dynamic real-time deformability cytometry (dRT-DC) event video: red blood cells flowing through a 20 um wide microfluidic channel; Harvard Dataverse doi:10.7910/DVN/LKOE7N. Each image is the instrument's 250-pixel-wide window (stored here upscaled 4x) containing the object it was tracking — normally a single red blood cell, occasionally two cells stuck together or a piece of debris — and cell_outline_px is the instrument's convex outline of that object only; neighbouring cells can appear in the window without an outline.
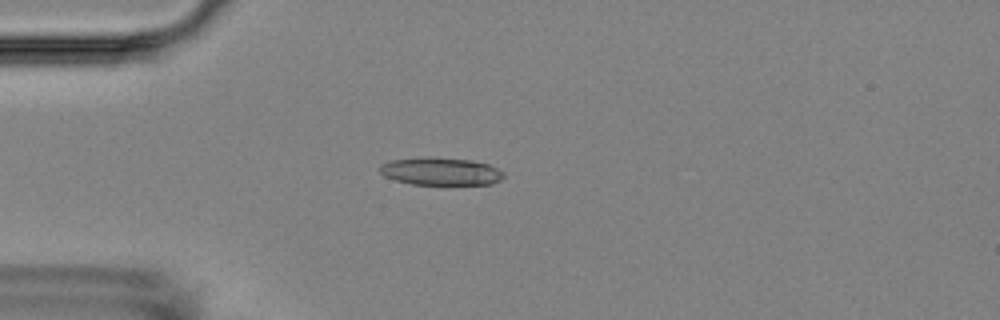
{"species": "Egyptian fruit bat (a non-hibernating species)", "species_latin": "Rousettus aegyptiacus", "temperature_condition": "room temperature", "stored_images_in_passage": 9, "camera_frame_rate_fps": 3000, "um_per_image_px": 0.085, "animal": {"sex": "female"}, "frame": {"image": 1, "passage_image": 3, "time_ms": 3.333, "image_size_px": [1000, 320], "cell_outline_px": [[504, 176], [500, 180], [492, 184], [412, 184], [396, 180], [384, 176], [380, 172], [380, 164], [392, 160], [428, 156], [472, 160], [488, 164], [504, 172]], "centroid_in_image_um": [37.46, 14.55], "position_along_channel_um": 47.5, "area_um2": 20.0}}
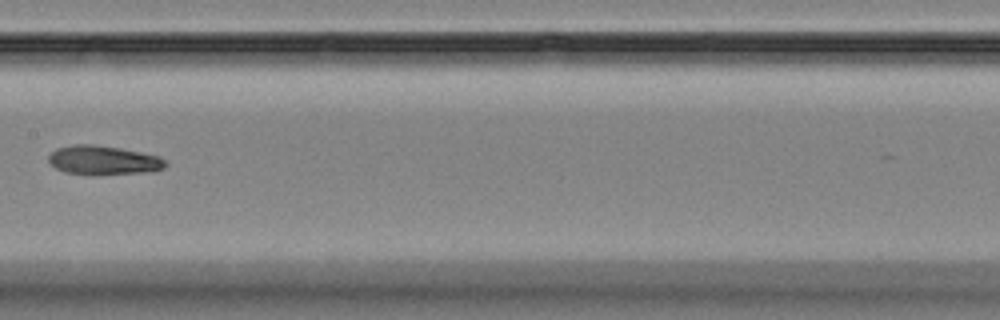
{"frame": {"image": 2, "passage_image": 7, "time_ms": 8.0, "image_size_px": [1000, 320], "cell_outline_px": [[168, 164], [164, 168], [152, 172], [100, 176], [96, 176], [64, 172], [56, 168], [48, 160], [48, 156], [56, 148], [76, 144], [92, 144], [120, 148], [160, 156]], "centroid_in_image_um": [8.81, 13.65], "position_along_channel_um": 198.6, "area_um2": 20.29}}
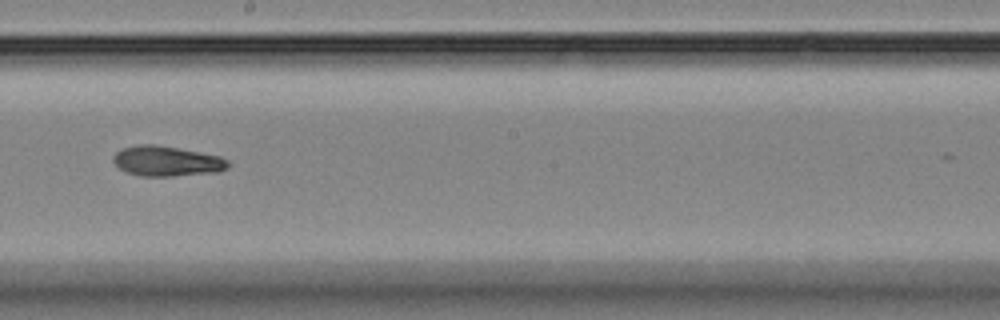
{"frame": {"image": 3, "passage_image": 8, "time_ms": 9.0, "image_size_px": [1000, 320], "cell_outline_px": [[232, 164], [228, 168], [220, 172], [172, 176], [140, 176], [128, 172], [120, 168], [112, 160], [112, 156], [120, 148], [136, 144], [156, 144], [200, 152], [220, 156], [228, 160]], "centroid_in_image_um": [14.19, 13.69], "position_along_channel_um": 234.0, "area_um2": 20.46}}